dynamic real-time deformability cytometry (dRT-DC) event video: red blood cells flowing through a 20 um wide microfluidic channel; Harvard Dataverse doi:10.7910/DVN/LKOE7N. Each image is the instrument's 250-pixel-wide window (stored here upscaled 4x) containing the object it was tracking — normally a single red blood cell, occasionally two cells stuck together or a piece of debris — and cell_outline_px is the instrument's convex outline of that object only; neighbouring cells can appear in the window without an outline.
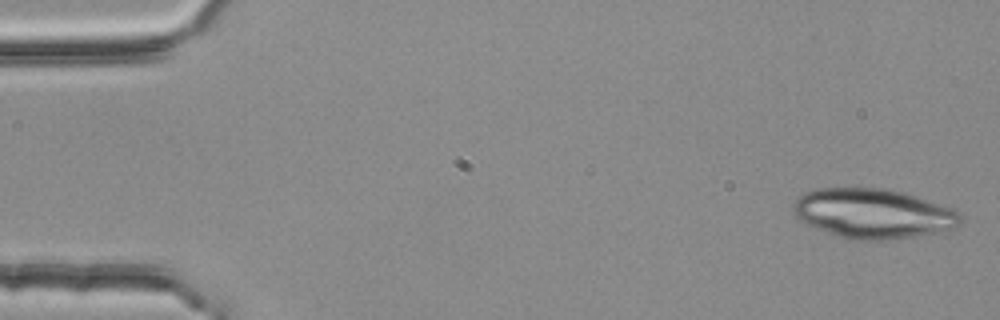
{"species": "common noctule bat (a hibernating species)", "species_latin": "Nyctalus noctula", "temperature_condition": "room temperature", "stored_images_in_passage": 3, "camera_frame_rate_fps": 3000, "um_per_image_px": 0.085, "animal": {"sex": "female", "body_mass_g": 25.1}, "frame": {"image": 1, "passage_image": 1, "time_ms": 0.0, "image_size_px": [1000, 320], "cell_outline_px": [[960, 224], [952, 228], [940, 232], [888, 240], [848, 240], [808, 224], [800, 220], [792, 212], [792, 204], [804, 192], [812, 188], [884, 188], [904, 192], [952, 208], [960, 212]], "centroid_in_image_um": [74.19, 18.14], "position_along_channel_um": 10.8, "area_um2": 48.49}}